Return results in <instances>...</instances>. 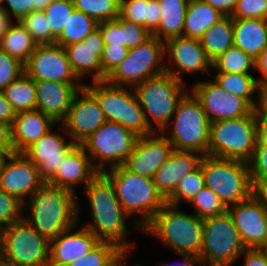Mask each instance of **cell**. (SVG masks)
<instances>
[{
	"label": "cell",
	"instance_id": "d4e9b609",
	"mask_svg": "<svg viewBox=\"0 0 267 266\" xmlns=\"http://www.w3.org/2000/svg\"><path fill=\"white\" fill-rule=\"evenodd\" d=\"M98 173L84 147L76 144L46 183L75 192V185L81 183L85 188Z\"/></svg>",
	"mask_w": 267,
	"mask_h": 266
},
{
	"label": "cell",
	"instance_id": "f5cc1de1",
	"mask_svg": "<svg viewBox=\"0 0 267 266\" xmlns=\"http://www.w3.org/2000/svg\"><path fill=\"white\" fill-rule=\"evenodd\" d=\"M0 153L12 154V130L11 125L0 120Z\"/></svg>",
	"mask_w": 267,
	"mask_h": 266
},
{
	"label": "cell",
	"instance_id": "8992f818",
	"mask_svg": "<svg viewBox=\"0 0 267 266\" xmlns=\"http://www.w3.org/2000/svg\"><path fill=\"white\" fill-rule=\"evenodd\" d=\"M133 89L145 121L153 132H161L167 126L176 112L178 102L189 91L185 81L166 72L136 84Z\"/></svg>",
	"mask_w": 267,
	"mask_h": 266
},
{
	"label": "cell",
	"instance_id": "d6986e66",
	"mask_svg": "<svg viewBox=\"0 0 267 266\" xmlns=\"http://www.w3.org/2000/svg\"><path fill=\"white\" fill-rule=\"evenodd\" d=\"M246 249H260L267 241V212L252 196L227 207Z\"/></svg>",
	"mask_w": 267,
	"mask_h": 266
},
{
	"label": "cell",
	"instance_id": "5b68a950",
	"mask_svg": "<svg viewBox=\"0 0 267 266\" xmlns=\"http://www.w3.org/2000/svg\"><path fill=\"white\" fill-rule=\"evenodd\" d=\"M172 118L161 133L173 149L208 155L211 123L201 103L190 90L178 102ZM168 131L170 135H167Z\"/></svg>",
	"mask_w": 267,
	"mask_h": 266
},
{
	"label": "cell",
	"instance_id": "8c879c8a",
	"mask_svg": "<svg viewBox=\"0 0 267 266\" xmlns=\"http://www.w3.org/2000/svg\"><path fill=\"white\" fill-rule=\"evenodd\" d=\"M0 266H10L0 261Z\"/></svg>",
	"mask_w": 267,
	"mask_h": 266
},
{
	"label": "cell",
	"instance_id": "8d00e7d4",
	"mask_svg": "<svg viewBox=\"0 0 267 266\" xmlns=\"http://www.w3.org/2000/svg\"><path fill=\"white\" fill-rule=\"evenodd\" d=\"M255 60L242 49L232 46L212 62V69L216 72L251 74Z\"/></svg>",
	"mask_w": 267,
	"mask_h": 266
},
{
	"label": "cell",
	"instance_id": "484cf974",
	"mask_svg": "<svg viewBox=\"0 0 267 266\" xmlns=\"http://www.w3.org/2000/svg\"><path fill=\"white\" fill-rule=\"evenodd\" d=\"M203 156L198 152L173 150L169 158L153 176L154 184L162 197L167 200L182 177L194 171Z\"/></svg>",
	"mask_w": 267,
	"mask_h": 266
},
{
	"label": "cell",
	"instance_id": "681fc988",
	"mask_svg": "<svg viewBox=\"0 0 267 266\" xmlns=\"http://www.w3.org/2000/svg\"><path fill=\"white\" fill-rule=\"evenodd\" d=\"M128 50V48L121 46H104L103 53L100 57L101 81L105 80L116 66L125 59Z\"/></svg>",
	"mask_w": 267,
	"mask_h": 266
},
{
	"label": "cell",
	"instance_id": "3957f363",
	"mask_svg": "<svg viewBox=\"0 0 267 266\" xmlns=\"http://www.w3.org/2000/svg\"><path fill=\"white\" fill-rule=\"evenodd\" d=\"M103 173L114 185L116 196L125 213L134 221V229L142 230L166 204L158 192L153 178L128 171L123 165L109 168Z\"/></svg>",
	"mask_w": 267,
	"mask_h": 266
},
{
	"label": "cell",
	"instance_id": "ee69618b",
	"mask_svg": "<svg viewBox=\"0 0 267 266\" xmlns=\"http://www.w3.org/2000/svg\"><path fill=\"white\" fill-rule=\"evenodd\" d=\"M24 204L0 188V226L18 222L23 219Z\"/></svg>",
	"mask_w": 267,
	"mask_h": 266
},
{
	"label": "cell",
	"instance_id": "9c48e42d",
	"mask_svg": "<svg viewBox=\"0 0 267 266\" xmlns=\"http://www.w3.org/2000/svg\"><path fill=\"white\" fill-rule=\"evenodd\" d=\"M200 165L205 187L212 190L226 207L251 196L252 183L246 161L205 155Z\"/></svg>",
	"mask_w": 267,
	"mask_h": 266
},
{
	"label": "cell",
	"instance_id": "b9f144b4",
	"mask_svg": "<svg viewBox=\"0 0 267 266\" xmlns=\"http://www.w3.org/2000/svg\"><path fill=\"white\" fill-rule=\"evenodd\" d=\"M195 207V215L205 219L225 213L227 207L209 188L204 187L190 202Z\"/></svg>",
	"mask_w": 267,
	"mask_h": 266
},
{
	"label": "cell",
	"instance_id": "f546056e",
	"mask_svg": "<svg viewBox=\"0 0 267 266\" xmlns=\"http://www.w3.org/2000/svg\"><path fill=\"white\" fill-rule=\"evenodd\" d=\"M223 17L222 13L204 0H189L182 36L199 39L208 28Z\"/></svg>",
	"mask_w": 267,
	"mask_h": 266
},
{
	"label": "cell",
	"instance_id": "30bf717a",
	"mask_svg": "<svg viewBox=\"0 0 267 266\" xmlns=\"http://www.w3.org/2000/svg\"><path fill=\"white\" fill-rule=\"evenodd\" d=\"M245 250L228 211L203 219L201 266H232Z\"/></svg>",
	"mask_w": 267,
	"mask_h": 266
},
{
	"label": "cell",
	"instance_id": "d590c367",
	"mask_svg": "<svg viewBox=\"0 0 267 266\" xmlns=\"http://www.w3.org/2000/svg\"><path fill=\"white\" fill-rule=\"evenodd\" d=\"M98 22L91 16L74 9L55 43L63 47L83 41L97 29Z\"/></svg>",
	"mask_w": 267,
	"mask_h": 266
},
{
	"label": "cell",
	"instance_id": "680465c9",
	"mask_svg": "<svg viewBox=\"0 0 267 266\" xmlns=\"http://www.w3.org/2000/svg\"><path fill=\"white\" fill-rule=\"evenodd\" d=\"M16 112L13 110L11 104L7 101L3 90H0V120L12 126Z\"/></svg>",
	"mask_w": 267,
	"mask_h": 266
},
{
	"label": "cell",
	"instance_id": "ffe728a7",
	"mask_svg": "<svg viewBox=\"0 0 267 266\" xmlns=\"http://www.w3.org/2000/svg\"><path fill=\"white\" fill-rule=\"evenodd\" d=\"M173 150L172 144L161 132H153L138 138L132 154L122 165L130 172L153 178Z\"/></svg>",
	"mask_w": 267,
	"mask_h": 266
},
{
	"label": "cell",
	"instance_id": "f907efd6",
	"mask_svg": "<svg viewBox=\"0 0 267 266\" xmlns=\"http://www.w3.org/2000/svg\"><path fill=\"white\" fill-rule=\"evenodd\" d=\"M267 13V0H238L232 18L263 19Z\"/></svg>",
	"mask_w": 267,
	"mask_h": 266
},
{
	"label": "cell",
	"instance_id": "4dcf8cb0",
	"mask_svg": "<svg viewBox=\"0 0 267 266\" xmlns=\"http://www.w3.org/2000/svg\"><path fill=\"white\" fill-rule=\"evenodd\" d=\"M233 18L224 16L199 38L202 48L213 62L233 44Z\"/></svg>",
	"mask_w": 267,
	"mask_h": 266
},
{
	"label": "cell",
	"instance_id": "603a6c76",
	"mask_svg": "<svg viewBox=\"0 0 267 266\" xmlns=\"http://www.w3.org/2000/svg\"><path fill=\"white\" fill-rule=\"evenodd\" d=\"M104 39L97 28L83 41L65 46L70 66L77 78L85 83L88 76L92 81H101L100 57L104 50ZM84 79V80H83Z\"/></svg>",
	"mask_w": 267,
	"mask_h": 266
},
{
	"label": "cell",
	"instance_id": "e575fe53",
	"mask_svg": "<svg viewBox=\"0 0 267 266\" xmlns=\"http://www.w3.org/2000/svg\"><path fill=\"white\" fill-rule=\"evenodd\" d=\"M212 80L225 91L245 98L255 108L257 100L254 95L258 92V85L253 74L215 72Z\"/></svg>",
	"mask_w": 267,
	"mask_h": 266
},
{
	"label": "cell",
	"instance_id": "4fadbf2b",
	"mask_svg": "<svg viewBox=\"0 0 267 266\" xmlns=\"http://www.w3.org/2000/svg\"><path fill=\"white\" fill-rule=\"evenodd\" d=\"M164 72V42L151 36L143 44L129 49L125 59L105 78V81L116 86L134 87Z\"/></svg>",
	"mask_w": 267,
	"mask_h": 266
},
{
	"label": "cell",
	"instance_id": "836d02e7",
	"mask_svg": "<svg viewBox=\"0 0 267 266\" xmlns=\"http://www.w3.org/2000/svg\"><path fill=\"white\" fill-rule=\"evenodd\" d=\"M3 92L16 113L36 109V86L25 72L8 84Z\"/></svg>",
	"mask_w": 267,
	"mask_h": 266
},
{
	"label": "cell",
	"instance_id": "1f68e13d",
	"mask_svg": "<svg viewBox=\"0 0 267 266\" xmlns=\"http://www.w3.org/2000/svg\"><path fill=\"white\" fill-rule=\"evenodd\" d=\"M160 15L158 0H120L119 16L145 27L150 33L158 26Z\"/></svg>",
	"mask_w": 267,
	"mask_h": 266
},
{
	"label": "cell",
	"instance_id": "bcb514c9",
	"mask_svg": "<svg viewBox=\"0 0 267 266\" xmlns=\"http://www.w3.org/2000/svg\"><path fill=\"white\" fill-rule=\"evenodd\" d=\"M247 164L251 180L267 179V144L259 138Z\"/></svg>",
	"mask_w": 267,
	"mask_h": 266
},
{
	"label": "cell",
	"instance_id": "be15d7a7",
	"mask_svg": "<svg viewBox=\"0 0 267 266\" xmlns=\"http://www.w3.org/2000/svg\"><path fill=\"white\" fill-rule=\"evenodd\" d=\"M183 257V262H177V263H172V264H167L164 263L162 266H201L199 260L197 257H193V256H190V255H182Z\"/></svg>",
	"mask_w": 267,
	"mask_h": 266
},
{
	"label": "cell",
	"instance_id": "7bdbcfd3",
	"mask_svg": "<svg viewBox=\"0 0 267 266\" xmlns=\"http://www.w3.org/2000/svg\"><path fill=\"white\" fill-rule=\"evenodd\" d=\"M75 7L72 0H53L43 11L48 20L51 33L57 38L66 21L74 11Z\"/></svg>",
	"mask_w": 267,
	"mask_h": 266
},
{
	"label": "cell",
	"instance_id": "2e32d148",
	"mask_svg": "<svg viewBox=\"0 0 267 266\" xmlns=\"http://www.w3.org/2000/svg\"><path fill=\"white\" fill-rule=\"evenodd\" d=\"M164 54L165 72L182 81L185 73L204 75L212 68L199 39L184 36L168 39L164 42ZM167 59L173 65L167 64Z\"/></svg>",
	"mask_w": 267,
	"mask_h": 266
},
{
	"label": "cell",
	"instance_id": "f1b7e54d",
	"mask_svg": "<svg viewBox=\"0 0 267 266\" xmlns=\"http://www.w3.org/2000/svg\"><path fill=\"white\" fill-rule=\"evenodd\" d=\"M189 0H158L161 15L151 35L165 42L183 35L184 20Z\"/></svg>",
	"mask_w": 267,
	"mask_h": 266
},
{
	"label": "cell",
	"instance_id": "03108f58",
	"mask_svg": "<svg viewBox=\"0 0 267 266\" xmlns=\"http://www.w3.org/2000/svg\"><path fill=\"white\" fill-rule=\"evenodd\" d=\"M9 154H3V153H0V175H1V170H2V167H3V164L6 160V157L8 156Z\"/></svg>",
	"mask_w": 267,
	"mask_h": 266
},
{
	"label": "cell",
	"instance_id": "003e7915",
	"mask_svg": "<svg viewBox=\"0 0 267 266\" xmlns=\"http://www.w3.org/2000/svg\"><path fill=\"white\" fill-rule=\"evenodd\" d=\"M3 227L0 226V260L2 257Z\"/></svg>",
	"mask_w": 267,
	"mask_h": 266
},
{
	"label": "cell",
	"instance_id": "ac0fdd59",
	"mask_svg": "<svg viewBox=\"0 0 267 266\" xmlns=\"http://www.w3.org/2000/svg\"><path fill=\"white\" fill-rule=\"evenodd\" d=\"M44 183L39 170L23 153L6 157L0 175V188L23 204Z\"/></svg>",
	"mask_w": 267,
	"mask_h": 266
},
{
	"label": "cell",
	"instance_id": "e0dca14e",
	"mask_svg": "<svg viewBox=\"0 0 267 266\" xmlns=\"http://www.w3.org/2000/svg\"><path fill=\"white\" fill-rule=\"evenodd\" d=\"M24 72L33 80L82 83L70 66L65 48L56 43L37 45L24 64Z\"/></svg>",
	"mask_w": 267,
	"mask_h": 266
},
{
	"label": "cell",
	"instance_id": "74e56055",
	"mask_svg": "<svg viewBox=\"0 0 267 266\" xmlns=\"http://www.w3.org/2000/svg\"><path fill=\"white\" fill-rule=\"evenodd\" d=\"M204 187V174L201 165H199L194 171L181 178L174 193L166 200V203L179 207L182 200L191 202Z\"/></svg>",
	"mask_w": 267,
	"mask_h": 266
},
{
	"label": "cell",
	"instance_id": "816d5d0a",
	"mask_svg": "<svg viewBox=\"0 0 267 266\" xmlns=\"http://www.w3.org/2000/svg\"><path fill=\"white\" fill-rule=\"evenodd\" d=\"M124 28H126V48L132 49L140 44H143L152 35L143 26L122 19L120 16L116 18Z\"/></svg>",
	"mask_w": 267,
	"mask_h": 266
},
{
	"label": "cell",
	"instance_id": "6125c7cd",
	"mask_svg": "<svg viewBox=\"0 0 267 266\" xmlns=\"http://www.w3.org/2000/svg\"><path fill=\"white\" fill-rule=\"evenodd\" d=\"M134 250V247H129V248H120L116 254V257H115V262L119 265V266H124L127 261H125L129 255H131V251ZM131 266H142L140 264H134V265H131Z\"/></svg>",
	"mask_w": 267,
	"mask_h": 266
},
{
	"label": "cell",
	"instance_id": "f35d334b",
	"mask_svg": "<svg viewBox=\"0 0 267 266\" xmlns=\"http://www.w3.org/2000/svg\"><path fill=\"white\" fill-rule=\"evenodd\" d=\"M75 9L97 22L115 20L119 16L120 0H72Z\"/></svg>",
	"mask_w": 267,
	"mask_h": 266
},
{
	"label": "cell",
	"instance_id": "d6a6232c",
	"mask_svg": "<svg viewBox=\"0 0 267 266\" xmlns=\"http://www.w3.org/2000/svg\"><path fill=\"white\" fill-rule=\"evenodd\" d=\"M16 22L11 25L0 40V50L25 64L37 47V43L20 21Z\"/></svg>",
	"mask_w": 267,
	"mask_h": 266
},
{
	"label": "cell",
	"instance_id": "44dd1931",
	"mask_svg": "<svg viewBox=\"0 0 267 266\" xmlns=\"http://www.w3.org/2000/svg\"><path fill=\"white\" fill-rule=\"evenodd\" d=\"M47 132L22 153L37 166L40 176L47 182L57 171L67 153L76 145L66 136L52 131Z\"/></svg>",
	"mask_w": 267,
	"mask_h": 266
},
{
	"label": "cell",
	"instance_id": "c3c4849f",
	"mask_svg": "<svg viewBox=\"0 0 267 266\" xmlns=\"http://www.w3.org/2000/svg\"><path fill=\"white\" fill-rule=\"evenodd\" d=\"M97 28L102 34L105 46L126 47V28L117 20L98 22Z\"/></svg>",
	"mask_w": 267,
	"mask_h": 266
},
{
	"label": "cell",
	"instance_id": "f6af8a7d",
	"mask_svg": "<svg viewBox=\"0 0 267 266\" xmlns=\"http://www.w3.org/2000/svg\"><path fill=\"white\" fill-rule=\"evenodd\" d=\"M52 1L53 0H2V8L10 17L13 16L17 21H20L24 16L33 11H43ZM5 2L9 9L3 5Z\"/></svg>",
	"mask_w": 267,
	"mask_h": 266
},
{
	"label": "cell",
	"instance_id": "9a60e30c",
	"mask_svg": "<svg viewBox=\"0 0 267 266\" xmlns=\"http://www.w3.org/2000/svg\"><path fill=\"white\" fill-rule=\"evenodd\" d=\"M106 121L96 98L83 87L75 95L60 128L68 134L73 143L81 145Z\"/></svg>",
	"mask_w": 267,
	"mask_h": 266
},
{
	"label": "cell",
	"instance_id": "60d3db41",
	"mask_svg": "<svg viewBox=\"0 0 267 266\" xmlns=\"http://www.w3.org/2000/svg\"><path fill=\"white\" fill-rule=\"evenodd\" d=\"M120 248L111 242H100L89 253L67 266H109Z\"/></svg>",
	"mask_w": 267,
	"mask_h": 266
},
{
	"label": "cell",
	"instance_id": "52a82bcc",
	"mask_svg": "<svg viewBox=\"0 0 267 266\" xmlns=\"http://www.w3.org/2000/svg\"><path fill=\"white\" fill-rule=\"evenodd\" d=\"M92 83L85 82L84 87L96 98L107 121L119 123L139 137L153 133L133 87L116 86L105 80Z\"/></svg>",
	"mask_w": 267,
	"mask_h": 266
},
{
	"label": "cell",
	"instance_id": "7a4b0ae2",
	"mask_svg": "<svg viewBox=\"0 0 267 266\" xmlns=\"http://www.w3.org/2000/svg\"><path fill=\"white\" fill-rule=\"evenodd\" d=\"M83 192L87 196L93 220L83 227L93 232L102 242L114 243L119 248H136V243L127 239L130 232L126 221L130 217L121 207L110 179L103 172H99Z\"/></svg>",
	"mask_w": 267,
	"mask_h": 266
},
{
	"label": "cell",
	"instance_id": "db71d44e",
	"mask_svg": "<svg viewBox=\"0 0 267 266\" xmlns=\"http://www.w3.org/2000/svg\"><path fill=\"white\" fill-rule=\"evenodd\" d=\"M252 190L251 196L265 209L267 212V179L251 180Z\"/></svg>",
	"mask_w": 267,
	"mask_h": 266
},
{
	"label": "cell",
	"instance_id": "6da1fadb",
	"mask_svg": "<svg viewBox=\"0 0 267 266\" xmlns=\"http://www.w3.org/2000/svg\"><path fill=\"white\" fill-rule=\"evenodd\" d=\"M76 195L77 193L71 190L44 183L28 202L24 203L23 219L51 241L62 232L78 225L81 208Z\"/></svg>",
	"mask_w": 267,
	"mask_h": 266
},
{
	"label": "cell",
	"instance_id": "cb8c5ba5",
	"mask_svg": "<svg viewBox=\"0 0 267 266\" xmlns=\"http://www.w3.org/2000/svg\"><path fill=\"white\" fill-rule=\"evenodd\" d=\"M75 227L78 226L69 228L50 241L48 266H67L101 242L89 229L82 226L75 230Z\"/></svg>",
	"mask_w": 267,
	"mask_h": 266
},
{
	"label": "cell",
	"instance_id": "8fae6325",
	"mask_svg": "<svg viewBox=\"0 0 267 266\" xmlns=\"http://www.w3.org/2000/svg\"><path fill=\"white\" fill-rule=\"evenodd\" d=\"M50 241L25 219L3 227L1 262L10 266H48Z\"/></svg>",
	"mask_w": 267,
	"mask_h": 266
},
{
	"label": "cell",
	"instance_id": "11a10c76",
	"mask_svg": "<svg viewBox=\"0 0 267 266\" xmlns=\"http://www.w3.org/2000/svg\"><path fill=\"white\" fill-rule=\"evenodd\" d=\"M242 256L243 266H267V257L260 249H246Z\"/></svg>",
	"mask_w": 267,
	"mask_h": 266
},
{
	"label": "cell",
	"instance_id": "6f0895ef",
	"mask_svg": "<svg viewBox=\"0 0 267 266\" xmlns=\"http://www.w3.org/2000/svg\"><path fill=\"white\" fill-rule=\"evenodd\" d=\"M254 70L261 73L260 77H255L257 85L267 83V46L255 59Z\"/></svg>",
	"mask_w": 267,
	"mask_h": 266
},
{
	"label": "cell",
	"instance_id": "9f6ffc18",
	"mask_svg": "<svg viewBox=\"0 0 267 266\" xmlns=\"http://www.w3.org/2000/svg\"><path fill=\"white\" fill-rule=\"evenodd\" d=\"M255 112L258 118H267V83L258 85Z\"/></svg>",
	"mask_w": 267,
	"mask_h": 266
},
{
	"label": "cell",
	"instance_id": "89a4df30",
	"mask_svg": "<svg viewBox=\"0 0 267 266\" xmlns=\"http://www.w3.org/2000/svg\"><path fill=\"white\" fill-rule=\"evenodd\" d=\"M263 21L265 23V28H266V31H267V13L264 15Z\"/></svg>",
	"mask_w": 267,
	"mask_h": 266
},
{
	"label": "cell",
	"instance_id": "ab89813d",
	"mask_svg": "<svg viewBox=\"0 0 267 266\" xmlns=\"http://www.w3.org/2000/svg\"><path fill=\"white\" fill-rule=\"evenodd\" d=\"M20 23L33 37L37 45L55 43L56 37L51 33L44 11H33L24 16Z\"/></svg>",
	"mask_w": 267,
	"mask_h": 266
},
{
	"label": "cell",
	"instance_id": "83f0119b",
	"mask_svg": "<svg viewBox=\"0 0 267 266\" xmlns=\"http://www.w3.org/2000/svg\"><path fill=\"white\" fill-rule=\"evenodd\" d=\"M233 44L254 60L267 46V31L263 19L233 18Z\"/></svg>",
	"mask_w": 267,
	"mask_h": 266
},
{
	"label": "cell",
	"instance_id": "4316f807",
	"mask_svg": "<svg viewBox=\"0 0 267 266\" xmlns=\"http://www.w3.org/2000/svg\"><path fill=\"white\" fill-rule=\"evenodd\" d=\"M56 124L50 116L37 109L16 113L11 126L14 153H22Z\"/></svg>",
	"mask_w": 267,
	"mask_h": 266
},
{
	"label": "cell",
	"instance_id": "5bb4252c",
	"mask_svg": "<svg viewBox=\"0 0 267 266\" xmlns=\"http://www.w3.org/2000/svg\"><path fill=\"white\" fill-rule=\"evenodd\" d=\"M189 90L201 103L210 123L247 116L255 110L245 98L225 91L214 80L196 81Z\"/></svg>",
	"mask_w": 267,
	"mask_h": 266
},
{
	"label": "cell",
	"instance_id": "7402d4cb",
	"mask_svg": "<svg viewBox=\"0 0 267 266\" xmlns=\"http://www.w3.org/2000/svg\"><path fill=\"white\" fill-rule=\"evenodd\" d=\"M36 86V109L61 123L72 105L75 95L84 83H62L34 80Z\"/></svg>",
	"mask_w": 267,
	"mask_h": 266
},
{
	"label": "cell",
	"instance_id": "277c9868",
	"mask_svg": "<svg viewBox=\"0 0 267 266\" xmlns=\"http://www.w3.org/2000/svg\"><path fill=\"white\" fill-rule=\"evenodd\" d=\"M162 242L180 256L199 258L202 249L203 219L194 212L180 211L178 206L165 204L152 221L142 230Z\"/></svg>",
	"mask_w": 267,
	"mask_h": 266
},
{
	"label": "cell",
	"instance_id": "a7ac6f4b",
	"mask_svg": "<svg viewBox=\"0 0 267 266\" xmlns=\"http://www.w3.org/2000/svg\"><path fill=\"white\" fill-rule=\"evenodd\" d=\"M260 250L266 255L267 257V241L266 243L260 248Z\"/></svg>",
	"mask_w": 267,
	"mask_h": 266
},
{
	"label": "cell",
	"instance_id": "7dc6e473",
	"mask_svg": "<svg viewBox=\"0 0 267 266\" xmlns=\"http://www.w3.org/2000/svg\"><path fill=\"white\" fill-rule=\"evenodd\" d=\"M24 73V64L0 50V90Z\"/></svg>",
	"mask_w": 267,
	"mask_h": 266
},
{
	"label": "cell",
	"instance_id": "7c38bea8",
	"mask_svg": "<svg viewBox=\"0 0 267 266\" xmlns=\"http://www.w3.org/2000/svg\"><path fill=\"white\" fill-rule=\"evenodd\" d=\"M138 138L139 136L121 124L106 121L81 145L90 157L93 167L98 172H104L106 165L110 168L122 165L132 154Z\"/></svg>",
	"mask_w": 267,
	"mask_h": 266
},
{
	"label": "cell",
	"instance_id": "ba28073f",
	"mask_svg": "<svg viewBox=\"0 0 267 266\" xmlns=\"http://www.w3.org/2000/svg\"><path fill=\"white\" fill-rule=\"evenodd\" d=\"M258 139L255 110L247 116L214 121L210 124L208 155L248 161Z\"/></svg>",
	"mask_w": 267,
	"mask_h": 266
},
{
	"label": "cell",
	"instance_id": "2644e50d",
	"mask_svg": "<svg viewBox=\"0 0 267 266\" xmlns=\"http://www.w3.org/2000/svg\"><path fill=\"white\" fill-rule=\"evenodd\" d=\"M109 266H119L115 261H113Z\"/></svg>",
	"mask_w": 267,
	"mask_h": 266
},
{
	"label": "cell",
	"instance_id": "94428289",
	"mask_svg": "<svg viewBox=\"0 0 267 266\" xmlns=\"http://www.w3.org/2000/svg\"><path fill=\"white\" fill-rule=\"evenodd\" d=\"M12 21H14L12 20V17H10V15L2 7H0V40L13 24Z\"/></svg>",
	"mask_w": 267,
	"mask_h": 266
},
{
	"label": "cell",
	"instance_id": "91938a15",
	"mask_svg": "<svg viewBox=\"0 0 267 266\" xmlns=\"http://www.w3.org/2000/svg\"><path fill=\"white\" fill-rule=\"evenodd\" d=\"M207 4L218 10L224 16H231L238 0H204Z\"/></svg>",
	"mask_w": 267,
	"mask_h": 266
},
{
	"label": "cell",
	"instance_id": "e7e4bbea",
	"mask_svg": "<svg viewBox=\"0 0 267 266\" xmlns=\"http://www.w3.org/2000/svg\"><path fill=\"white\" fill-rule=\"evenodd\" d=\"M258 138L267 144V118H258Z\"/></svg>",
	"mask_w": 267,
	"mask_h": 266
}]
</instances>
